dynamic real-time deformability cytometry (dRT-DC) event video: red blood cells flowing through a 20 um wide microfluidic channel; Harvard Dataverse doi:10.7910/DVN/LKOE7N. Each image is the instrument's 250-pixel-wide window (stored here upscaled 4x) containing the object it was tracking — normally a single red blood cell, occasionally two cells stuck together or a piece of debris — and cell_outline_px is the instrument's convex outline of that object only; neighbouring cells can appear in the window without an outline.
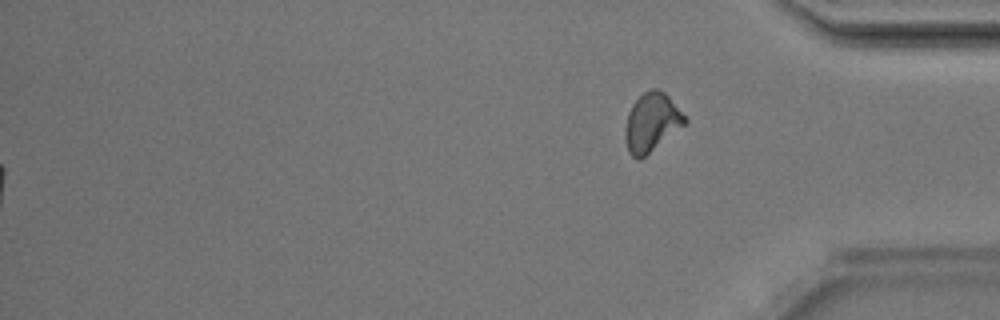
{"species": "Egyptian fruit bat (a non-hibernating species)", "species_latin": "Rousettus aegyptiacus", "temperature_condition": "room temperature", "stored_images_in_passage": 39, "segment_of_instrument_passage": [2, 2], "camera_frame_rate_fps": 3000, "um_per_image_px": 0.085, "animal": {"sex": "male"}, "frame": {"image": 1, "passage_image": 39, "time_ms": 12.667, "image_size_px": [1000, 320], "cell_outline_px": [[688, 120], [684, 124], [640, 160], [636, 160], [628, 152], [624, 140], [624, 128], [628, 112], [632, 104], [644, 92], [652, 88], [656, 88], [664, 92], [688, 116]], "centroid_in_image_um": [55.37, 10.4], "position_along_channel_um": 379.8, "area_um2": 20.46}}